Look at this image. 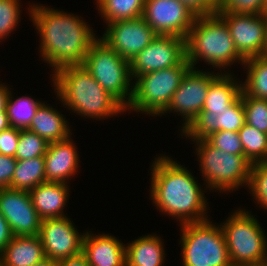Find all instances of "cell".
<instances>
[{
	"mask_svg": "<svg viewBox=\"0 0 267 266\" xmlns=\"http://www.w3.org/2000/svg\"><path fill=\"white\" fill-rule=\"evenodd\" d=\"M105 23L142 17L145 0H96Z\"/></svg>",
	"mask_w": 267,
	"mask_h": 266,
	"instance_id": "4316f807",
	"label": "cell"
},
{
	"mask_svg": "<svg viewBox=\"0 0 267 266\" xmlns=\"http://www.w3.org/2000/svg\"><path fill=\"white\" fill-rule=\"evenodd\" d=\"M9 93L8 86L0 83V112L6 110Z\"/></svg>",
	"mask_w": 267,
	"mask_h": 266,
	"instance_id": "60d3db41",
	"label": "cell"
},
{
	"mask_svg": "<svg viewBox=\"0 0 267 266\" xmlns=\"http://www.w3.org/2000/svg\"><path fill=\"white\" fill-rule=\"evenodd\" d=\"M1 253L3 266H32L46 257L38 235L14 236Z\"/></svg>",
	"mask_w": 267,
	"mask_h": 266,
	"instance_id": "44dd1931",
	"label": "cell"
},
{
	"mask_svg": "<svg viewBox=\"0 0 267 266\" xmlns=\"http://www.w3.org/2000/svg\"><path fill=\"white\" fill-rule=\"evenodd\" d=\"M245 111V123L267 134V100L241 93Z\"/></svg>",
	"mask_w": 267,
	"mask_h": 266,
	"instance_id": "4dcf8cb0",
	"label": "cell"
},
{
	"mask_svg": "<svg viewBox=\"0 0 267 266\" xmlns=\"http://www.w3.org/2000/svg\"><path fill=\"white\" fill-rule=\"evenodd\" d=\"M48 142L36 133L28 129H20V137L16 148V160H29L38 156H44Z\"/></svg>",
	"mask_w": 267,
	"mask_h": 266,
	"instance_id": "f546056e",
	"label": "cell"
},
{
	"mask_svg": "<svg viewBox=\"0 0 267 266\" xmlns=\"http://www.w3.org/2000/svg\"><path fill=\"white\" fill-rule=\"evenodd\" d=\"M14 234L7 220L0 212V252H2L8 243L12 240Z\"/></svg>",
	"mask_w": 267,
	"mask_h": 266,
	"instance_id": "f35d334b",
	"label": "cell"
},
{
	"mask_svg": "<svg viewBox=\"0 0 267 266\" xmlns=\"http://www.w3.org/2000/svg\"><path fill=\"white\" fill-rule=\"evenodd\" d=\"M72 141L69 136L48 144L44 155L46 182L67 184V180L77 173L79 157Z\"/></svg>",
	"mask_w": 267,
	"mask_h": 266,
	"instance_id": "ac0fdd59",
	"label": "cell"
},
{
	"mask_svg": "<svg viewBox=\"0 0 267 266\" xmlns=\"http://www.w3.org/2000/svg\"><path fill=\"white\" fill-rule=\"evenodd\" d=\"M13 98L10 91L6 106L10 127L27 129L43 102L29 98V96L19 97L15 100Z\"/></svg>",
	"mask_w": 267,
	"mask_h": 266,
	"instance_id": "83f0119b",
	"label": "cell"
},
{
	"mask_svg": "<svg viewBox=\"0 0 267 266\" xmlns=\"http://www.w3.org/2000/svg\"><path fill=\"white\" fill-rule=\"evenodd\" d=\"M17 160L14 157L0 154V189L10 188Z\"/></svg>",
	"mask_w": 267,
	"mask_h": 266,
	"instance_id": "74e56055",
	"label": "cell"
},
{
	"mask_svg": "<svg viewBox=\"0 0 267 266\" xmlns=\"http://www.w3.org/2000/svg\"><path fill=\"white\" fill-rule=\"evenodd\" d=\"M19 0H0V40L7 38L20 20Z\"/></svg>",
	"mask_w": 267,
	"mask_h": 266,
	"instance_id": "836d02e7",
	"label": "cell"
},
{
	"mask_svg": "<svg viewBox=\"0 0 267 266\" xmlns=\"http://www.w3.org/2000/svg\"><path fill=\"white\" fill-rule=\"evenodd\" d=\"M220 75L213 72H205L190 68L183 76L178 89L174 92L172 99L167 108L160 114L164 115L169 111L179 113L185 121L182 131L202 111L204 101L210 84Z\"/></svg>",
	"mask_w": 267,
	"mask_h": 266,
	"instance_id": "30bf717a",
	"label": "cell"
},
{
	"mask_svg": "<svg viewBox=\"0 0 267 266\" xmlns=\"http://www.w3.org/2000/svg\"><path fill=\"white\" fill-rule=\"evenodd\" d=\"M265 18V42L263 45V56L267 57V15H264Z\"/></svg>",
	"mask_w": 267,
	"mask_h": 266,
	"instance_id": "ee69618b",
	"label": "cell"
},
{
	"mask_svg": "<svg viewBox=\"0 0 267 266\" xmlns=\"http://www.w3.org/2000/svg\"><path fill=\"white\" fill-rule=\"evenodd\" d=\"M216 13L226 22L236 50L244 59L263 56L264 14L236 13L229 10H218Z\"/></svg>",
	"mask_w": 267,
	"mask_h": 266,
	"instance_id": "4fadbf2b",
	"label": "cell"
},
{
	"mask_svg": "<svg viewBox=\"0 0 267 266\" xmlns=\"http://www.w3.org/2000/svg\"><path fill=\"white\" fill-rule=\"evenodd\" d=\"M265 0H219L218 10L262 14Z\"/></svg>",
	"mask_w": 267,
	"mask_h": 266,
	"instance_id": "e575fe53",
	"label": "cell"
},
{
	"mask_svg": "<svg viewBox=\"0 0 267 266\" xmlns=\"http://www.w3.org/2000/svg\"><path fill=\"white\" fill-rule=\"evenodd\" d=\"M156 235H145L126 245V266H162L163 241Z\"/></svg>",
	"mask_w": 267,
	"mask_h": 266,
	"instance_id": "603a6c76",
	"label": "cell"
},
{
	"mask_svg": "<svg viewBox=\"0 0 267 266\" xmlns=\"http://www.w3.org/2000/svg\"><path fill=\"white\" fill-rule=\"evenodd\" d=\"M38 236L42 242L45 256L55 261L82 252L84 233L80 235L67 216L43 219Z\"/></svg>",
	"mask_w": 267,
	"mask_h": 266,
	"instance_id": "9a60e30c",
	"label": "cell"
},
{
	"mask_svg": "<svg viewBox=\"0 0 267 266\" xmlns=\"http://www.w3.org/2000/svg\"><path fill=\"white\" fill-rule=\"evenodd\" d=\"M32 266H57V261L45 257L43 260H41L40 262H37L36 264Z\"/></svg>",
	"mask_w": 267,
	"mask_h": 266,
	"instance_id": "7bdbcfd3",
	"label": "cell"
},
{
	"mask_svg": "<svg viewBox=\"0 0 267 266\" xmlns=\"http://www.w3.org/2000/svg\"><path fill=\"white\" fill-rule=\"evenodd\" d=\"M52 75L57 97L74 113L97 120L126 111L82 65L62 67Z\"/></svg>",
	"mask_w": 267,
	"mask_h": 266,
	"instance_id": "3957f363",
	"label": "cell"
},
{
	"mask_svg": "<svg viewBox=\"0 0 267 266\" xmlns=\"http://www.w3.org/2000/svg\"><path fill=\"white\" fill-rule=\"evenodd\" d=\"M205 140L213 147L223 152L244 155V149L238 132L216 131L211 133Z\"/></svg>",
	"mask_w": 267,
	"mask_h": 266,
	"instance_id": "d6a6232c",
	"label": "cell"
},
{
	"mask_svg": "<svg viewBox=\"0 0 267 266\" xmlns=\"http://www.w3.org/2000/svg\"><path fill=\"white\" fill-rule=\"evenodd\" d=\"M221 228L232 266L264 265L267 239L255 216L242 209L236 210Z\"/></svg>",
	"mask_w": 267,
	"mask_h": 266,
	"instance_id": "5b68a950",
	"label": "cell"
},
{
	"mask_svg": "<svg viewBox=\"0 0 267 266\" xmlns=\"http://www.w3.org/2000/svg\"><path fill=\"white\" fill-rule=\"evenodd\" d=\"M207 219L181 226L183 266H232L221 225Z\"/></svg>",
	"mask_w": 267,
	"mask_h": 266,
	"instance_id": "52a82bcc",
	"label": "cell"
},
{
	"mask_svg": "<svg viewBox=\"0 0 267 266\" xmlns=\"http://www.w3.org/2000/svg\"><path fill=\"white\" fill-rule=\"evenodd\" d=\"M231 73L221 74L210 84L203 108L229 107L241 94V84Z\"/></svg>",
	"mask_w": 267,
	"mask_h": 266,
	"instance_id": "cb8c5ba5",
	"label": "cell"
},
{
	"mask_svg": "<svg viewBox=\"0 0 267 266\" xmlns=\"http://www.w3.org/2000/svg\"><path fill=\"white\" fill-rule=\"evenodd\" d=\"M245 157L251 162L267 161V134L244 124L238 131Z\"/></svg>",
	"mask_w": 267,
	"mask_h": 266,
	"instance_id": "f1b7e54d",
	"label": "cell"
},
{
	"mask_svg": "<svg viewBox=\"0 0 267 266\" xmlns=\"http://www.w3.org/2000/svg\"><path fill=\"white\" fill-rule=\"evenodd\" d=\"M197 16L211 15L218 11L219 0H179Z\"/></svg>",
	"mask_w": 267,
	"mask_h": 266,
	"instance_id": "8d00e7d4",
	"label": "cell"
},
{
	"mask_svg": "<svg viewBox=\"0 0 267 266\" xmlns=\"http://www.w3.org/2000/svg\"><path fill=\"white\" fill-rule=\"evenodd\" d=\"M262 14L267 15V0H265V6H264Z\"/></svg>",
	"mask_w": 267,
	"mask_h": 266,
	"instance_id": "f6af8a7d",
	"label": "cell"
},
{
	"mask_svg": "<svg viewBox=\"0 0 267 266\" xmlns=\"http://www.w3.org/2000/svg\"><path fill=\"white\" fill-rule=\"evenodd\" d=\"M108 234L84 233L82 252L90 266H126V245Z\"/></svg>",
	"mask_w": 267,
	"mask_h": 266,
	"instance_id": "d6986e66",
	"label": "cell"
},
{
	"mask_svg": "<svg viewBox=\"0 0 267 266\" xmlns=\"http://www.w3.org/2000/svg\"><path fill=\"white\" fill-rule=\"evenodd\" d=\"M10 127L7 111L0 112V132Z\"/></svg>",
	"mask_w": 267,
	"mask_h": 266,
	"instance_id": "b9f144b4",
	"label": "cell"
},
{
	"mask_svg": "<svg viewBox=\"0 0 267 266\" xmlns=\"http://www.w3.org/2000/svg\"><path fill=\"white\" fill-rule=\"evenodd\" d=\"M238 266H264V265H238Z\"/></svg>",
	"mask_w": 267,
	"mask_h": 266,
	"instance_id": "7dc6e473",
	"label": "cell"
},
{
	"mask_svg": "<svg viewBox=\"0 0 267 266\" xmlns=\"http://www.w3.org/2000/svg\"><path fill=\"white\" fill-rule=\"evenodd\" d=\"M191 68L185 58L178 66L138 76L133 84L129 109L149 115H160L169 105L185 73Z\"/></svg>",
	"mask_w": 267,
	"mask_h": 266,
	"instance_id": "9c48e42d",
	"label": "cell"
},
{
	"mask_svg": "<svg viewBox=\"0 0 267 266\" xmlns=\"http://www.w3.org/2000/svg\"><path fill=\"white\" fill-rule=\"evenodd\" d=\"M186 58L185 39L174 35L157 37L130 61V74H143L178 66Z\"/></svg>",
	"mask_w": 267,
	"mask_h": 266,
	"instance_id": "8fae6325",
	"label": "cell"
},
{
	"mask_svg": "<svg viewBox=\"0 0 267 266\" xmlns=\"http://www.w3.org/2000/svg\"><path fill=\"white\" fill-rule=\"evenodd\" d=\"M264 266H267V257H266V260L264 262Z\"/></svg>",
	"mask_w": 267,
	"mask_h": 266,
	"instance_id": "c3c4849f",
	"label": "cell"
},
{
	"mask_svg": "<svg viewBox=\"0 0 267 266\" xmlns=\"http://www.w3.org/2000/svg\"><path fill=\"white\" fill-rule=\"evenodd\" d=\"M0 212L14 236L39 234L42 219L33 206L29 191L1 188Z\"/></svg>",
	"mask_w": 267,
	"mask_h": 266,
	"instance_id": "e0dca14e",
	"label": "cell"
},
{
	"mask_svg": "<svg viewBox=\"0 0 267 266\" xmlns=\"http://www.w3.org/2000/svg\"><path fill=\"white\" fill-rule=\"evenodd\" d=\"M44 182H46L44 156L17 160L10 188L30 191Z\"/></svg>",
	"mask_w": 267,
	"mask_h": 266,
	"instance_id": "d4e9b609",
	"label": "cell"
},
{
	"mask_svg": "<svg viewBox=\"0 0 267 266\" xmlns=\"http://www.w3.org/2000/svg\"><path fill=\"white\" fill-rule=\"evenodd\" d=\"M196 147L200 171L208 188L226 192L248 185L252 164L245 155L223 152L205 139L196 140Z\"/></svg>",
	"mask_w": 267,
	"mask_h": 266,
	"instance_id": "ba28073f",
	"label": "cell"
},
{
	"mask_svg": "<svg viewBox=\"0 0 267 266\" xmlns=\"http://www.w3.org/2000/svg\"><path fill=\"white\" fill-rule=\"evenodd\" d=\"M0 266H3V262H2V253L0 252Z\"/></svg>",
	"mask_w": 267,
	"mask_h": 266,
	"instance_id": "bcb514c9",
	"label": "cell"
},
{
	"mask_svg": "<svg viewBox=\"0 0 267 266\" xmlns=\"http://www.w3.org/2000/svg\"><path fill=\"white\" fill-rule=\"evenodd\" d=\"M243 65L247 69V78L241 84V93L267 100V57H250L245 59Z\"/></svg>",
	"mask_w": 267,
	"mask_h": 266,
	"instance_id": "484cf974",
	"label": "cell"
},
{
	"mask_svg": "<svg viewBox=\"0 0 267 266\" xmlns=\"http://www.w3.org/2000/svg\"><path fill=\"white\" fill-rule=\"evenodd\" d=\"M48 105L42 103L39 106L27 129L36 133L48 143L68 138L72 133L67 120L63 117L64 115Z\"/></svg>",
	"mask_w": 267,
	"mask_h": 266,
	"instance_id": "7402d4cb",
	"label": "cell"
},
{
	"mask_svg": "<svg viewBox=\"0 0 267 266\" xmlns=\"http://www.w3.org/2000/svg\"><path fill=\"white\" fill-rule=\"evenodd\" d=\"M245 124V111L240 96L229 107L202 108V111L181 131L193 142L205 139L216 131L238 132Z\"/></svg>",
	"mask_w": 267,
	"mask_h": 266,
	"instance_id": "2e32d148",
	"label": "cell"
},
{
	"mask_svg": "<svg viewBox=\"0 0 267 266\" xmlns=\"http://www.w3.org/2000/svg\"><path fill=\"white\" fill-rule=\"evenodd\" d=\"M185 49L191 68L200 59L219 70L245 61L236 50L226 22L217 13L197 16L185 38Z\"/></svg>",
	"mask_w": 267,
	"mask_h": 266,
	"instance_id": "277c9868",
	"label": "cell"
},
{
	"mask_svg": "<svg viewBox=\"0 0 267 266\" xmlns=\"http://www.w3.org/2000/svg\"><path fill=\"white\" fill-rule=\"evenodd\" d=\"M82 66L105 91L125 108L129 106L133 94L129 61L98 38L91 45Z\"/></svg>",
	"mask_w": 267,
	"mask_h": 266,
	"instance_id": "8992f818",
	"label": "cell"
},
{
	"mask_svg": "<svg viewBox=\"0 0 267 266\" xmlns=\"http://www.w3.org/2000/svg\"><path fill=\"white\" fill-rule=\"evenodd\" d=\"M69 186L60 182H44L29 191L34 208L39 217L62 218L63 207L69 197Z\"/></svg>",
	"mask_w": 267,
	"mask_h": 266,
	"instance_id": "ffe728a7",
	"label": "cell"
},
{
	"mask_svg": "<svg viewBox=\"0 0 267 266\" xmlns=\"http://www.w3.org/2000/svg\"><path fill=\"white\" fill-rule=\"evenodd\" d=\"M20 137V129L9 127L0 132V154L15 157Z\"/></svg>",
	"mask_w": 267,
	"mask_h": 266,
	"instance_id": "d590c367",
	"label": "cell"
},
{
	"mask_svg": "<svg viewBox=\"0 0 267 266\" xmlns=\"http://www.w3.org/2000/svg\"><path fill=\"white\" fill-rule=\"evenodd\" d=\"M152 164L150 198L157 209L176 217L181 225L207 220L208 202L187 167L165 155L155 158Z\"/></svg>",
	"mask_w": 267,
	"mask_h": 266,
	"instance_id": "7a4b0ae2",
	"label": "cell"
},
{
	"mask_svg": "<svg viewBox=\"0 0 267 266\" xmlns=\"http://www.w3.org/2000/svg\"><path fill=\"white\" fill-rule=\"evenodd\" d=\"M30 7L29 16L41 38L42 60L54 67V73L62 67L82 65L91 45L98 39L88 22L49 6Z\"/></svg>",
	"mask_w": 267,
	"mask_h": 266,
	"instance_id": "6da1fadb",
	"label": "cell"
},
{
	"mask_svg": "<svg viewBox=\"0 0 267 266\" xmlns=\"http://www.w3.org/2000/svg\"><path fill=\"white\" fill-rule=\"evenodd\" d=\"M247 187L260 207L267 209V161L251 165Z\"/></svg>",
	"mask_w": 267,
	"mask_h": 266,
	"instance_id": "1f68e13d",
	"label": "cell"
},
{
	"mask_svg": "<svg viewBox=\"0 0 267 266\" xmlns=\"http://www.w3.org/2000/svg\"><path fill=\"white\" fill-rule=\"evenodd\" d=\"M142 18L158 35L185 39L197 15L179 0H145Z\"/></svg>",
	"mask_w": 267,
	"mask_h": 266,
	"instance_id": "7c38bea8",
	"label": "cell"
},
{
	"mask_svg": "<svg viewBox=\"0 0 267 266\" xmlns=\"http://www.w3.org/2000/svg\"><path fill=\"white\" fill-rule=\"evenodd\" d=\"M57 266H90L83 252L66 259L57 261Z\"/></svg>",
	"mask_w": 267,
	"mask_h": 266,
	"instance_id": "ab89813d",
	"label": "cell"
},
{
	"mask_svg": "<svg viewBox=\"0 0 267 266\" xmlns=\"http://www.w3.org/2000/svg\"><path fill=\"white\" fill-rule=\"evenodd\" d=\"M107 24L100 39L129 62L158 35L142 17Z\"/></svg>",
	"mask_w": 267,
	"mask_h": 266,
	"instance_id": "5bb4252c",
	"label": "cell"
}]
</instances>
